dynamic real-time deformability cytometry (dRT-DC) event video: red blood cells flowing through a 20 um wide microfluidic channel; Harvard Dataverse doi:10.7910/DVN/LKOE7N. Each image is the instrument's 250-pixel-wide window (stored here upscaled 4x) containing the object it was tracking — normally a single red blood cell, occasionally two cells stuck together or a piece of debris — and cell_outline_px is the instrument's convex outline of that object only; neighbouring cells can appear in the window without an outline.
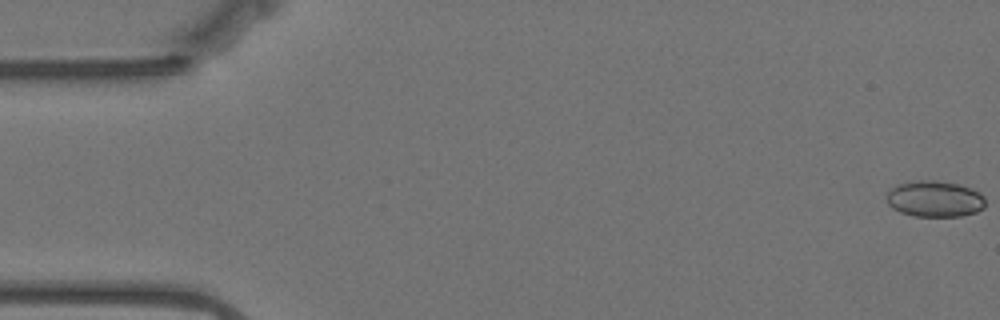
{"species": "Egyptian fruit bat (a non-hibernating species)", "species_latin": "Rousettus aegyptiacus", "temperature_condition": "warm", "stored_images_in_passage": 58, "camera_frame_rate_fps": 3000, "um_per_image_px": 0.085, "animal": {"sex": "female"}, "frame": {"image": 1, "passage_image": 1, "time_ms": 0.0, "image_size_px": [1000, 320], "cell_outline_px": [[984, 208], [976, 212], [960, 216], [912, 216], [900, 212], [892, 208], [888, 204], [888, 192], [896, 184], [908, 180], [936, 180], [956, 184], [980, 192], [984, 196]], "centroid_in_image_um": [79.42, 16.9], "position_along_channel_um": 5.6, "area_um2": 20.87}}
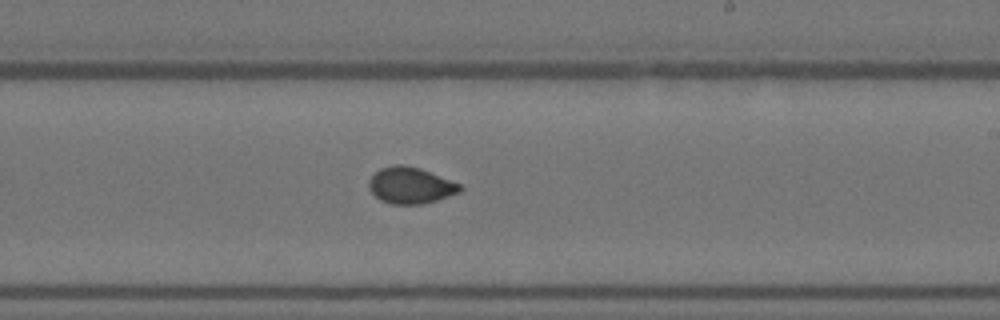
{"frame": {"image": 2, "passage_image": 34, "time_ms": 11.0, "image_size_px": [1000, 320], "cell_outline_px": [[464, 188], [460, 192], [436, 200], [420, 204], [392, 204], [380, 200], [368, 188], [368, 180], [380, 168], [396, 164], [404, 164], [420, 168], [460, 184]], "centroid_in_image_um": [34.88, 15.75], "position_along_channel_um": 254.1, "area_um2": 19.25}}
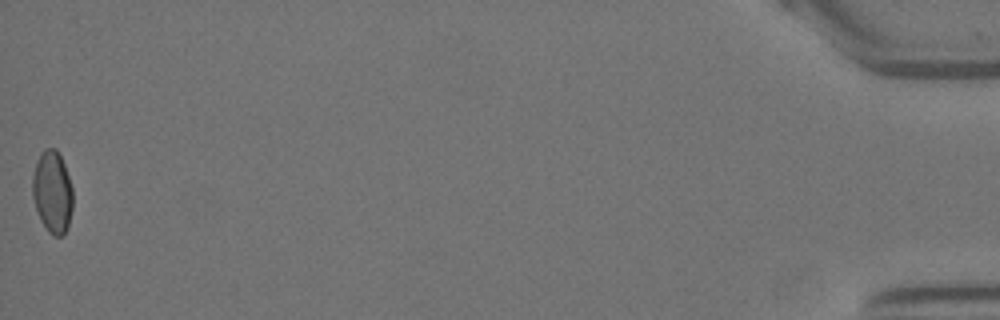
{"frame": {"image": 3, "passage_image": 58, "time_ms": 19.0, "image_size_px": [1000, 320], "cell_outline_px": [[72, 208], [68, 228], [64, 236], [52, 236], [48, 232], [40, 220], [32, 196], [32, 176], [40, 152], [44, 148], [56, 148], [64, 164], [72, 188]], "centroid_in_image_um": [4.45, 16.34], "position_along_channel_um": 430.8, "area_um2": 19.48}}